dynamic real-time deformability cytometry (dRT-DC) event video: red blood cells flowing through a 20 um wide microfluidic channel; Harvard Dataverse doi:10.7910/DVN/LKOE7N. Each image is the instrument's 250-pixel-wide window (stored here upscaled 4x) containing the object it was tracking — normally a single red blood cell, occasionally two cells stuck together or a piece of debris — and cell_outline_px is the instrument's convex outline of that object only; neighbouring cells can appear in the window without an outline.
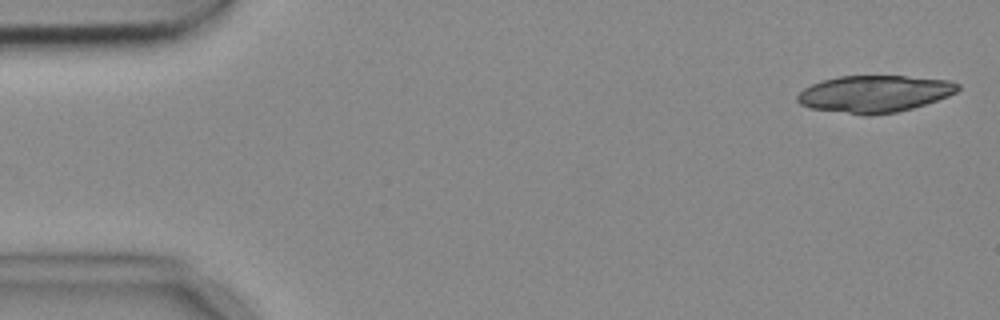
{"species": "common noctule bat (a hibernating species)", "species_latin": "Nyctalus noctula", "temperature_condition": "cold", "stored_images_in_passage": 7, "camera_frame_rate_fps": 3000, "um_per_image_px": 0.085, "animal": {"sex": "female", "body_mass_g": 18.4}, "frame": {"image": 1, "passage_image": 1, "time_ms": 0.0, "image_size_px": [1000, 320], "cell_outline_px": [[960, 88], [956, 92], [948, 96], [912, 108], [896, 112], [872, 116], [864, 116], [812, 108], [800, 104], [796, 100], [796, 96], [804, 88], [812, 84], [824, 80], [840, 76], [904, 76], [948, 80], [960, 84]], "centroid_in_image_um": [74.32, 7.98], "position_along_channel_um": 10.7, "area_um2": 34.51}}